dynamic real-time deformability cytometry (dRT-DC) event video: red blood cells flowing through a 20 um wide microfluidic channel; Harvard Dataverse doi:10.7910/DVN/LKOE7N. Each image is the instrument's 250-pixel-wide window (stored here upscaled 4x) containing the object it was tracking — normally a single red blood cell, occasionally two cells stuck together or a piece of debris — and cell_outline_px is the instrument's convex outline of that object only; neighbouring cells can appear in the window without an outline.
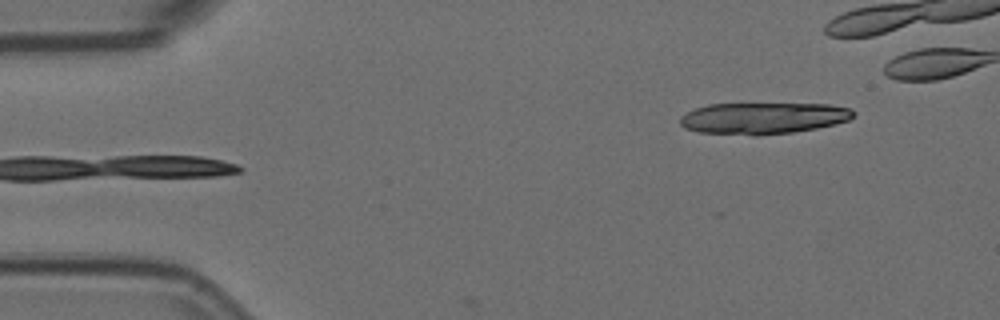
{"species": "Egyptian fruit bat (a non-hibernating species)", "species_latin": "Rousettus aegyptiacus", "temperature_condition": "room temperature", "stored_images_in_passage": 4, "camera_frame_rate_fps": 3000, "um_per_image_px": 0.085, "animal": {"sex": "female"}, "frame": {"image": 1, "passage_image": 4, "time_ms": 1.0, "image_size_px": [1000, 320], "cell_outline_px": [[856, 112], [848, 120], [836, 124], [816, 128], [792, 132], [756, 136], [700, 132], [684, 128], [680, 124], [680, 116], [696, 108], [708, 104], [828, 104], [852, 108]], "centroid_in_image_um": [64.87, 10.05], "position_along_channel_um": 20.1, "area_um2": 31.91}}